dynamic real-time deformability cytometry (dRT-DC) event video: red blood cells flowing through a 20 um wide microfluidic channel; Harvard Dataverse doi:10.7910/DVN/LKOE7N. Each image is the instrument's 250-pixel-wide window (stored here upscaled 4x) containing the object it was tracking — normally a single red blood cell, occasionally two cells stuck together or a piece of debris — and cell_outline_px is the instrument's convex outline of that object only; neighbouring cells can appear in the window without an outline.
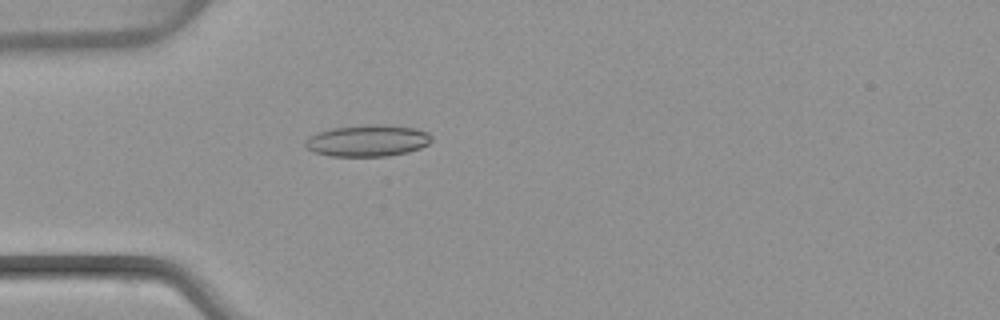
{"species": "common noctule bat (a hibernating species)", "species_latin": "Nyctalus noctula", "temperature_condition": "warm", "stored_images_in_passage": 5, "camera_frame_rate_fps": 3000, "um_per_image_px": 0.085, "animal": {"sex": "female", "body_mass_g": 22.7, "forearm_length_mm": 54.2}, "frame": {"image": 1, "passage_image": 5, "time_ms": 5.0, "image_size_px": [1000, 320], "cell_outline_px": [[432, 140], [428, 144], [420, 148], [408, 152], [388, 156], [332, 156], [312, 152], [304, 148], [304, 140], [308, 136], [316, 132], [332, 128], [364, 124], [384, 124], [416, 128], [428, 132], [432, 136]], "centroid_in_image_um": [31.21, 11.95], "position_along_channel_um": 53.8, "area_um2": 23.76}}